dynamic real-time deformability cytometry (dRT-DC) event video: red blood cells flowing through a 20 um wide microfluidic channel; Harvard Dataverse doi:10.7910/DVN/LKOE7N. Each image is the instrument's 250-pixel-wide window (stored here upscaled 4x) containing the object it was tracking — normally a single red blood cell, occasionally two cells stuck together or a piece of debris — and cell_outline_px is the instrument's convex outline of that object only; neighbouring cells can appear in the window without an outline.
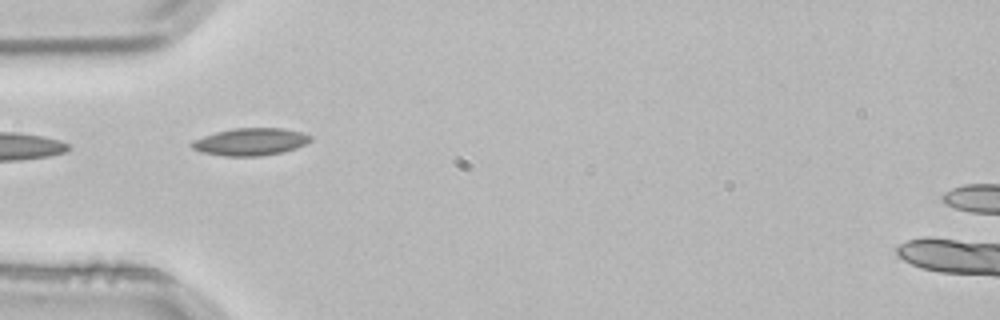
{"species": "common noctule bat (a hibernating species)", "species_latin": "Nyctalus noctula", "temperature_condition": "room temperature", "stored_images_in_passage": 3, "camera_frame_rate_fps": 3000, "um_per_image_px": 0.085, "animal": {"sex": "male", "body_mass_g": 21.5, "forearm_length_mm": 52.0}, "frame": {"image": 1, "passage_image": 3, "time_ms": 0.667, "image_size_px": [1000, 320], "cell_outline_px": [[312, 140], [296, 148], [284, 152], [260, 156], [224, 156], [200, 152], [192, 148], [188, 144], [192, 140], [216, 132], [232, 128], [284, 128], [300, 132], [312, 136]], "centroid_in_image_um": [21.26, 12.05], "position_along_channel_um": 63.7, "area_um2": 19.07}}